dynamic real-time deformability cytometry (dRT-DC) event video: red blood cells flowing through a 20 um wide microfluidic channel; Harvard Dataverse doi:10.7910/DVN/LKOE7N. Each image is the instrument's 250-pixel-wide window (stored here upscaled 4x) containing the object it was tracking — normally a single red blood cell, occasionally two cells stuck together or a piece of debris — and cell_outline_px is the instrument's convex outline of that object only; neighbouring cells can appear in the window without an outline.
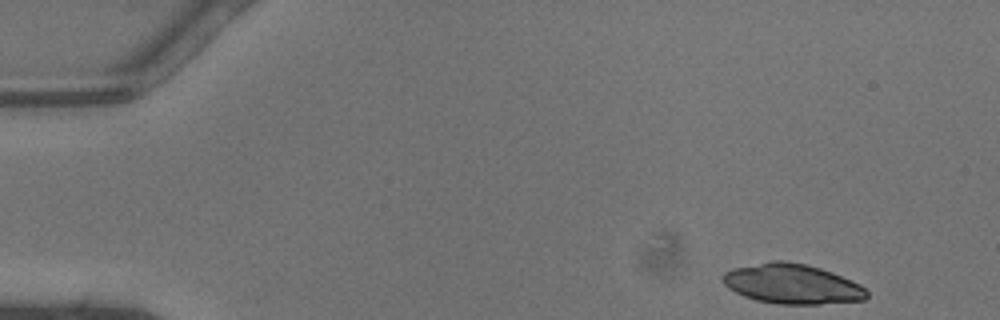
{"species": "common noctule bat (a hibernating species)", "species_latin": "Nyctalus noctula", "temperature_condition": "warm", "stored_images_in_passage": 10, "camera_frame_rate_fps": 3000, "um_per_image_px": 0.085, "animal": {"sex": "male", "body_mass_g": 13.3}, "frame": {"image": 1, "passage_image": 1, "time_ms": 0.0, "image_size_px": [1000, 320], "cell_outline_px": [[868, 296], [864, 300], [820, 304], [776, 304], [756, 300], [744, 296], [728, 288], [724, 284], [724, 272], [732, 268], [772, 260], [784, 260], [808, 264], [832, 272], [852, 280], [860, 284], [868, 292]], "centroid_in_image_um": [67.34, 24.13], "position_along_channel_um": 17.7, "area_um2": 33.58}}